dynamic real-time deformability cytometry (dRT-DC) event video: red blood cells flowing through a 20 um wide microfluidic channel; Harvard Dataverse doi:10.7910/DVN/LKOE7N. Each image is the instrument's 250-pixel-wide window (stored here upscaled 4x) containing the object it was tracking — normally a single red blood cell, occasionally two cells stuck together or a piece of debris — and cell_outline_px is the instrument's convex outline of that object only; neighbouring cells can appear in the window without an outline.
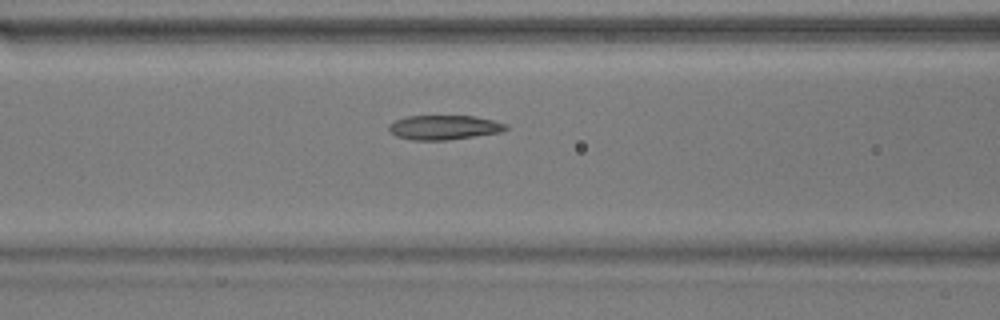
{"species": "common noctule bat (a hibernating species)", "species_latin": "Nyctalus noctula", "temperature_condition": "warm", "stored_images_in_passage": 37, "camera_frame_rate_fps": 3000, "um_per_image_px": 0.085, "animal": {"sex": "male", "body_mass_g": 17.9}, "frame": {"image": 1, "passage_image": 5, "time_ms": 1.333, "image_size_px": [1000, 320], "cell_outline_px": [[508, 128], [504, 132], [448, 140], [412, 140], [396, 136], [388, 132], [388, 124], [396, 120], [408, 116], [472, 116], [492, 120], [508, 124]], "centroid_in_image_um": [37.74, 10.84], "position_along_channel_um": 128.9, "area_um2": 16.82}}
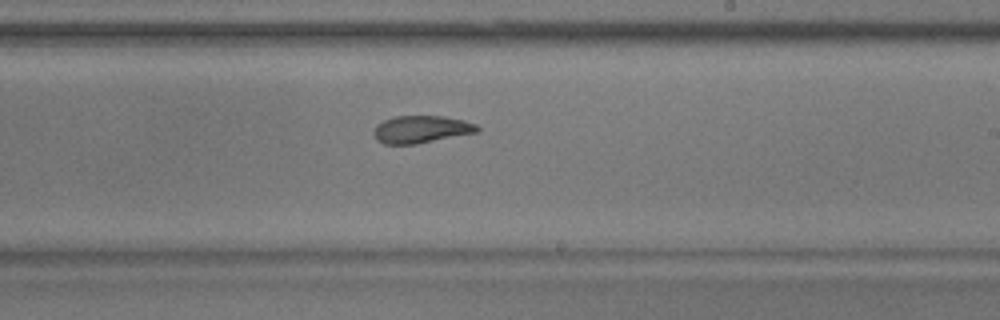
{"frame": {"image": 2, "passage_image": 15, "time_ms": 4.667, "image_size_px": [1000, 320], "cell_outline_px": [[480, 132], [416, 144], [384, 144], [376, 140], [372, 132], [376, 124], [392, 116], [444, 116], [464, 120], [476, 124], [480, 128]], "centroid_in_image_um": [35.8, 10.99], "position_along_channel_um": 253.2, "area_um2": 16.82}}
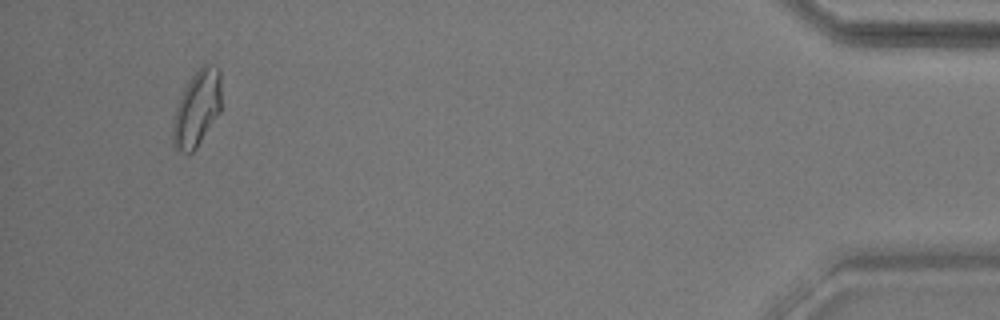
{"frame": {"image": 3, "passage_image": 34, "time_ms": 11.0, "image_size_px": [1000, 320], "cell_outline_px": [[220, 112], [196, 148], [188, 156], [180, 152], [172, 144], [172, 124], [176, 104], [184, 88], [192, 76], [204, 64], [208, 64], [220, 68]], "centroid_in_image_um": [16.71, 9.27], "position_along_channel_um": 418.5, "area_um2": 21.56}}